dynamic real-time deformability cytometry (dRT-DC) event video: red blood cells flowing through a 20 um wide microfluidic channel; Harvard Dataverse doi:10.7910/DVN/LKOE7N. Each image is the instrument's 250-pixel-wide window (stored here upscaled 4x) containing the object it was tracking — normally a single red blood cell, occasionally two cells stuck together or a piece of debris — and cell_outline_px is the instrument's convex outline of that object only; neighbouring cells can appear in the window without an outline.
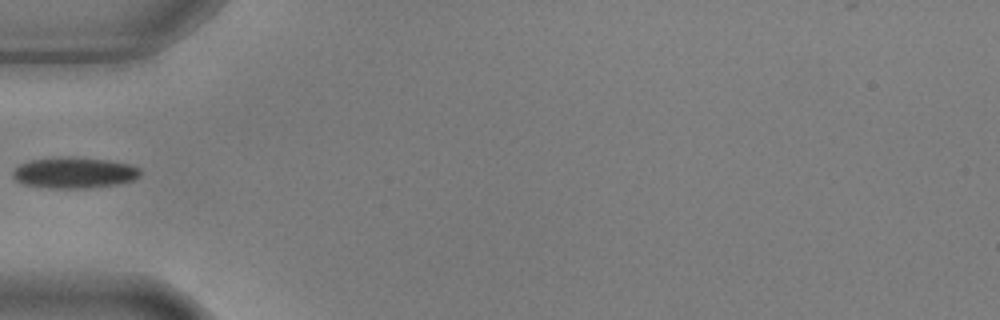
{"species": "common noctule bat (a hibernating species)", "species_latin": "Nyctalus noctula", "temperature_condition": "warm", "stored_images_in_passage": 2, "camera_frame_rate_fps": 3000, "um_per_image_px": 0.085, "animal": {"sex": "male", "body_mass_g": 17.9, "forearm_length_mm": 54.2}, "frame": {"image": 1, "passage_image": 2, "time_ms": 0.333, "image_size_px": [1000, 320], "cell_outline_px": [[140, 176], [132, 180], [116, 184], [84, 188], [48, 188], [24, 184], [16, 180], [12, 176], [12, 172], [20, 164], [28, 160], [56, 156], [72, 156], [108, 160], [128, 164], [140, 168]], "centroid_in_image_um": [6.27, 14.66], "position_along_channel_um": 78.7, "area_um2": 23.18}}